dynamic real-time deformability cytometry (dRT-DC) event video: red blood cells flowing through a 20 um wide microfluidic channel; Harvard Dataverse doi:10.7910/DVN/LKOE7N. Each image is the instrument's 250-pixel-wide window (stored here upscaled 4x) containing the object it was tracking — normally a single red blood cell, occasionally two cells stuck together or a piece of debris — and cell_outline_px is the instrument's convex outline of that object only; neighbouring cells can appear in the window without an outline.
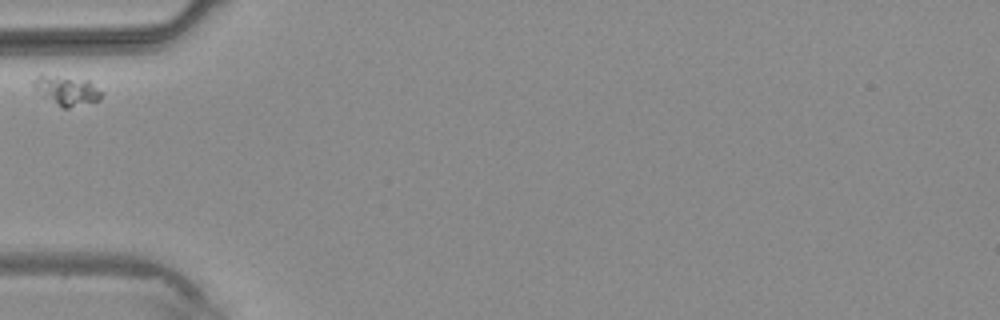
{"species": "common noctule bat (a hibernating species)", "species_latin": "Nyctalus noctula", "temperature_condition": "warm", "stored_images_in_passage": 1, "camera_frame_rate_fps": 3000, "um_per_image_px": 0.085, "animal": {"sex": "male", "body_mass_g": 20.4}, "frame": {"image": 1, "passage_image": 1, "time_ms": 0.0, "image_size_px": [1000, 320], "cell_outline_px": [[100, 100], [68, 108], [60, 108], [36, 92], [32, 88], [32, 80], [40, 72], [88, 80], [100, 92]], "centroid_in_image_um": [5.54, 7.66], "position_along_channel_um": 79.5, "area_um2": 12.02}}